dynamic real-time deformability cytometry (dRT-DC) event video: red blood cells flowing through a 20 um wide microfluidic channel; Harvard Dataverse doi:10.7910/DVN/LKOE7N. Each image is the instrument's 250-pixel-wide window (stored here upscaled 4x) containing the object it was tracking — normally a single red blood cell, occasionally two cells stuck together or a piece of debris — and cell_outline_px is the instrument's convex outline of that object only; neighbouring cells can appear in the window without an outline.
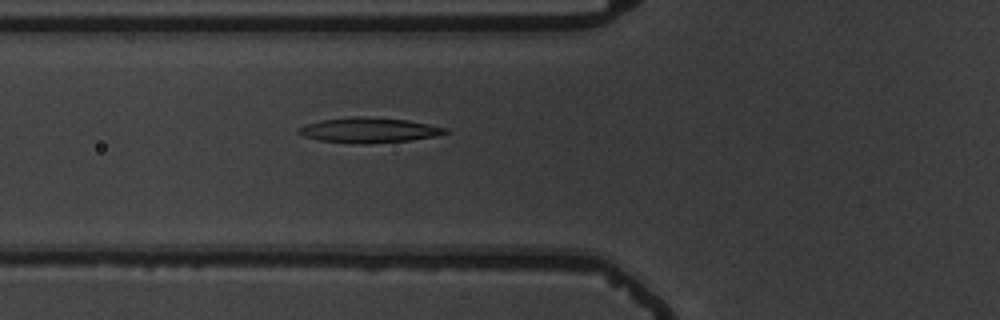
{"species": "common noctule bat (a hibernating species)", "species_latin": "Nyctalus noctula", "temperature_condition": "warm", "stored_images_in_passage": 2, "camera_frame_rate_fps": 3000, "um_per_image_px": 0.085, "animal": {"sex": "male", "body_mass_g": 19.5, "forearm_length_mm": 54.6}, "frame": {"image": 1, "passage_image": 2, "time_ms": 1.0, "image_size_px": [1000, 320], "cell_outline_px": [[448, 132], [436, 136], [408, 140], [364, 144], [320, 140], [304, 136], [296, 132], [304, 124], [320, 120], [352, 116], [360, 116], [408, 120], [448, 128]], "centroid_in_image_um": [31.34, 11.05], "position_along_channel_um": 94.5, "area_um2": 21.27}}